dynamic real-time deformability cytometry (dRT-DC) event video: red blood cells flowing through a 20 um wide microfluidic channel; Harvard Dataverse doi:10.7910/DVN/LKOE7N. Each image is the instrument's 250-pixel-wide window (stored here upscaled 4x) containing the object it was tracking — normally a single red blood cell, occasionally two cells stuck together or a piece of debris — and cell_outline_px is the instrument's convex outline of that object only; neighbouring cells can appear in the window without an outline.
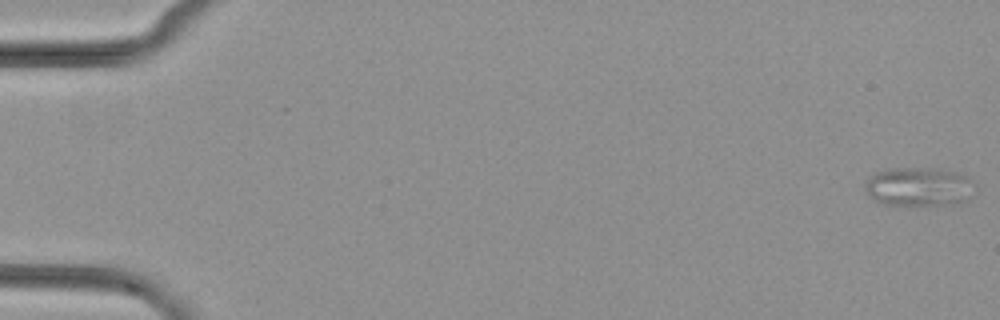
{"species": "common noctule bat (a hibernating species)", "species_latin": "Nyctalus noctula", "temperature_condition": "cold", "stored_images_in_passage": 53, "camera_frame_rate_fps": 3000, "um_per_image_px": 0.085, "animal": {"sex": "female", "body_mass_g": 29.2, "forearm_length_mm": 56.3}, "frame": {"image": 1, "passage_image": 1, "time_ms": 0.0, "image_size_px": [1000, 320], "cell_outline_px": [[968, 180], [960, 200], [948, 204], [880, 204], [872, 200], [868, 196], [864, 188], [864, 184], [872, 172], [888, 168], [916, 168], [960, 172]], "centroid_in_image_um": [77.79, 15.84], "position_along_channel_um": 7.2, "area_um2": 23.52}}
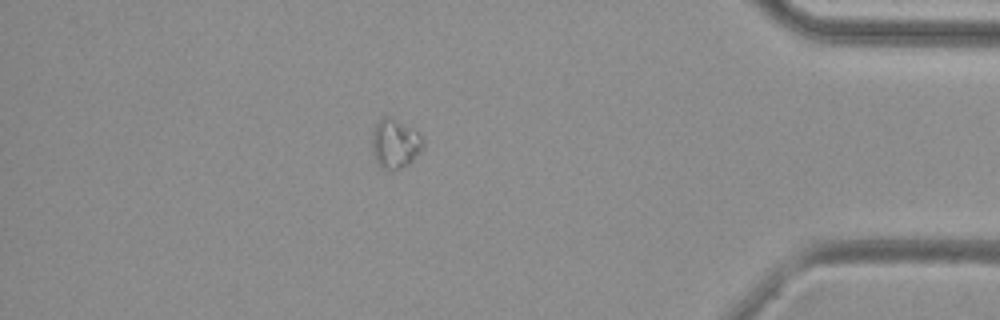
{"frame": {"image": 2, "passage_image": 46, "time_ms": 15.0, "image_size_px": [1000, 320], "cell_outline_px": [[424, 144], [420, 152], [408, 164], [400, 168], [380, 168], [372, 152], [372, 132], [376, 124], [384, 116], [392, 116], [416, 132], [424, 140]], "centroid_in_image_um": [33.56, 12.19], "position_along_channel_um": 401.6, "area_um2": 14.39}}
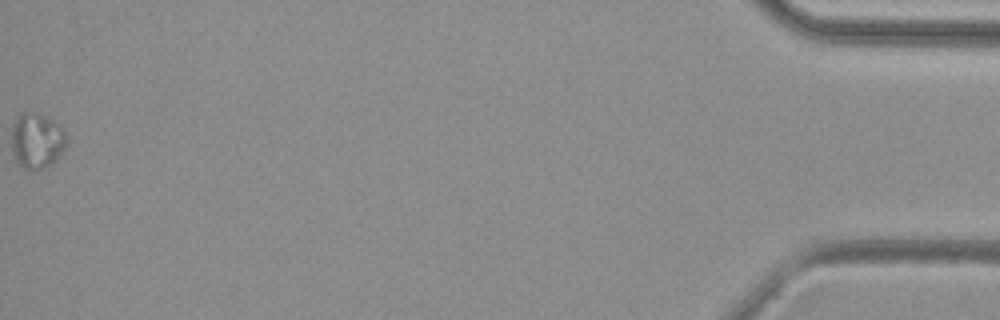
{"frame": {"image": 3, "passage_image": 53, "time_ms": 17.333, "image_size_px": [1000, 320], "cell_outline_px": [[68, 140], [64, 148], [56, 160], [52, 164], [44, 168], [32, 172], [24, 168], [16, 160], [12, 152], [12, 124], [24, 112], [40, 112], [48, 116], [60, 124], [64, 128]], "centroid_in_image_um": [3.17, 11.95], "position_along_channel_um": 432.0, "area_um2": 18.21}}